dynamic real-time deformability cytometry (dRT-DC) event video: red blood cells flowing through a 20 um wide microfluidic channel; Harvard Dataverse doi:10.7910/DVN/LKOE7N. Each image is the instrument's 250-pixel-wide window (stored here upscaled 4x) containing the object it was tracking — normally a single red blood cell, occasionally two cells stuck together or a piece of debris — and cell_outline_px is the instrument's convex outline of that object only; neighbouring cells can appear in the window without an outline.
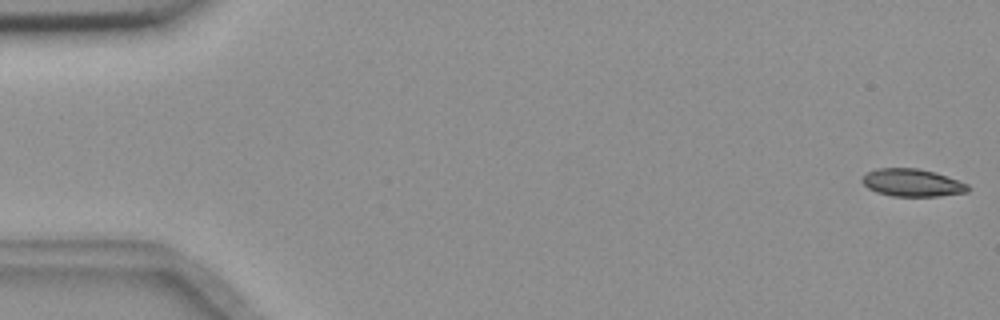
{"species": "common noctule bat (a hibernating species)", "species_latin": "Nyctalus noctula", "temperature_condition": "room temperature", "stored_images_in_passage": 55, "camera_frame_rate_fps": 3000, "um_per_image_px": 0.085, "animal": {"sex": "female", "body_mass_g": 18.4}, "frame": {"image": 1, "passage_image": 1, "time_ms": 0.0, "image_size_px": [1000, 320], "cell_outline_px": [[968, 192], [940, 196], [892, 196], [876, 192], [868, 188], [860, 180], [868, 172], [876, 168], [916, 168], [936, 172], [968, 184]], "centroid_in_image_um": [77.53, 15.53], "position_along_channel_um": 7.5, "area_um2": 16.99}}
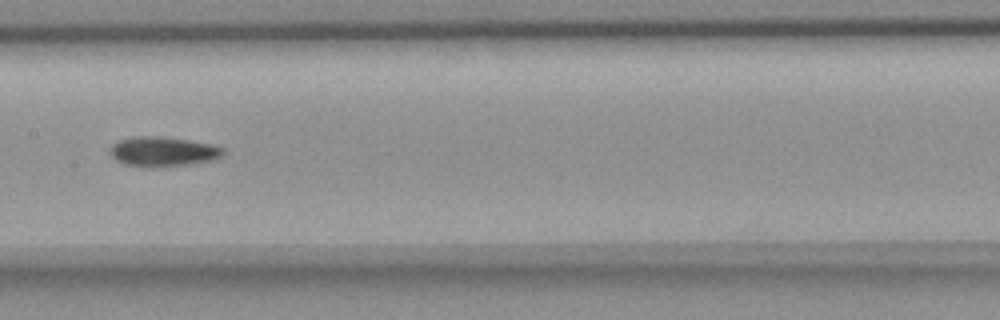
{"frame": {"image": 2, "passage_image": 28, "time_ms": 9.0, "image_size_px": [1000, 320], "cell_outline_px": [[224, 156], [216, 160], [188, 164], [124, 164], [116, 160], [108, 152], [112, 144], [120, 140], [132, 136], [160, 136], [188, 140], [212, 144], [224, 148]], "centroid_in_image_um": [13.9, 12.83], "position_along_channel_um": 193.5, "area_um2": 18.96}}
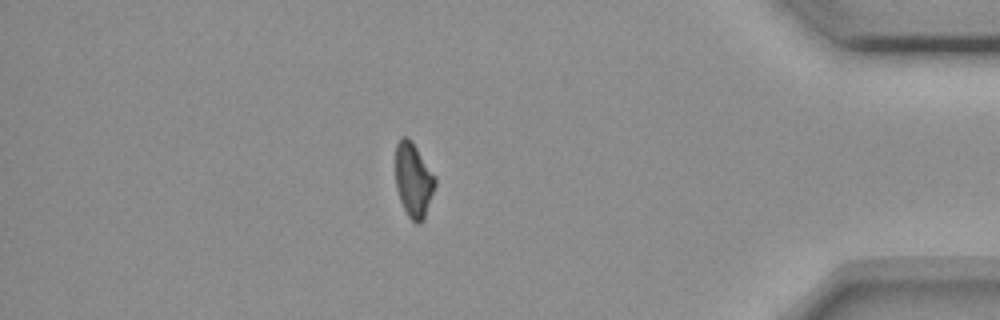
{"frame": {"image": 3, "passage_image": 48, "time_ms": 15.667, "image_size_px": [1000, 320], "cell_outline_px": [[436, 184], [424, 220], [420, 224], [416, 224], [408, 216], [400, 200], [396, 188], [396, 144], [400, 136], [408, 136], [412, 140], [436, 176]], "centroid_in_image_um": [35.16, 15.28], "position_along_channel_um": 400.0, "area_um2": 17.46}}